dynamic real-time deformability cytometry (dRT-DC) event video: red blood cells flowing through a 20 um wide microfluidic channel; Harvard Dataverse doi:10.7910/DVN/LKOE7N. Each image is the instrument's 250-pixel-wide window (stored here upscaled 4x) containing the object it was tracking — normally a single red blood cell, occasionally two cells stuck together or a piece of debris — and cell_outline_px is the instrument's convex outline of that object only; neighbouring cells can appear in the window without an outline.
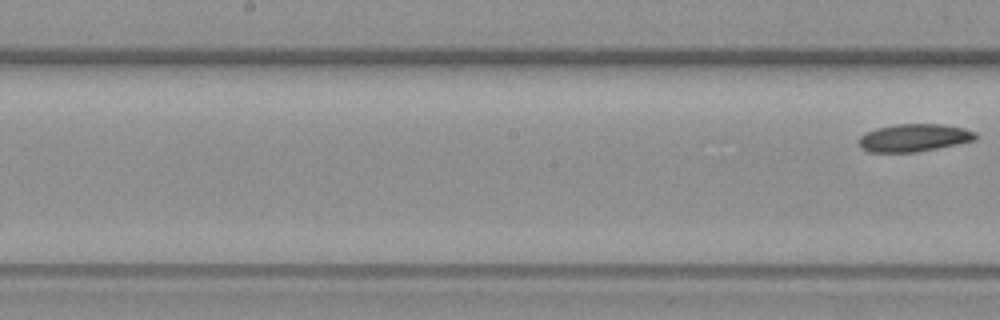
{"species": "common noctule bat (a hibernating species)", "species_latin": "Nyctalus noctula", "temperature_condition": "warm", "stored_images_in_passage": 8, "segment_of_instrument_passage": [2, 2], "camera_frame_rate_fps": 3000, "um_per_image_px": 0.085, "animal": {"sex": "female", "body_mass_g": 19.3, "forearm_length_mm": 54.1}, "frame": {"image": 1, "passage_image": 8, "time_ms": 9.667, "image_size_px": [1000, 320], "cell_outline_px": [[976, 140], [916, 152], [868, 152], [860, 148], [860, 136], [864, 132], [876, 128], [896, 124], [944, 124], [964, 128], [976, 132]], "centroid_in_image_um": [77.67, 11.7], "position_along_channel_um": 170.5, "area_um2": 18.84}}